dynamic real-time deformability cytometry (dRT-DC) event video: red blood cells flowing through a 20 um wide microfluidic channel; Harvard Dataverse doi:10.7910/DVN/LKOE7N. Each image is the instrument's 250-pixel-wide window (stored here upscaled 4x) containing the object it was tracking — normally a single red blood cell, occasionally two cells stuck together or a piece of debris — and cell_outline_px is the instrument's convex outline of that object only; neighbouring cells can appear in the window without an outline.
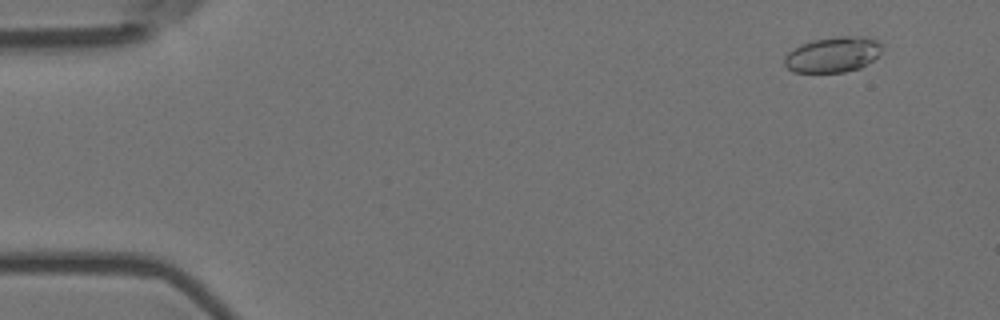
{"species": "Egyptian fruit bat (a non-hibernating species)", "species_latin": "Rousettus aegyptiacus", "temperature_condition": "room temperature", "stored_images_in_passage": 6, "camera_frame_rate_fps": 3000, "um_per_image_px": 0.085, "animal": {"sex": "female"}, "frame": {"image": 1, "passage_image": 2, "time_ms": 0.333, "image_size_px": [1000, 320], "cell_outline_px": [[884, 44], [880, 52], [872, 60], [860, 68], [844, 72], [792, 72], [784, 64], [784, 56], [788, 52], [800, 44], [812, 40], [836, 36], [860, 36], [876, 40]], "centroid_in_image_um": [70.78, 4.63], "position_along_channel_um": 14.2, "area_um2": 20.23}}
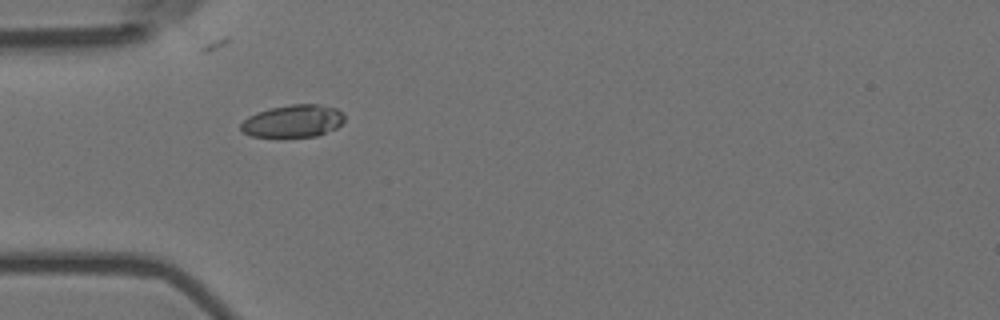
{"frame": {"image": 2, "passage_image": 6, "time_ms": 1.667, "image_size_px": [1000, 320], "cell_outline_px": [[344, 120], [336, 128], [316, 136], [252, 136], [244, 132], [240, 128], [240, 124], [248, 116], [256, 112], [268, 108], [292, 104], [316, 104], [336, 108], [344, 116]], "centroid_in_image_um": [24.89, 10.27], "position_along_channel_um": 60.1, "area_um2": 19.36}}